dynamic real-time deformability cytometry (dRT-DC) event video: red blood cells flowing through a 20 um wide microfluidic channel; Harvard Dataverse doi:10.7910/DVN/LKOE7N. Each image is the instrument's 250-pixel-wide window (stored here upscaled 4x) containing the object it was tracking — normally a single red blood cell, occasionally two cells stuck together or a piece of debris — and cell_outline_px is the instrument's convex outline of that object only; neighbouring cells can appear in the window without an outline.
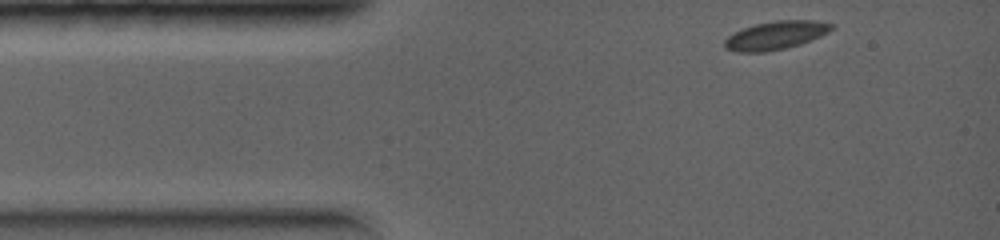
{"species": "common noctule bat (a hibernating species)", "species_latin": "Nyctalus noctula", "temperature_condition": "warm", "stored_images_in_passage": 31, "camera_frame_rate_fps": 5000, "um_per_image_px": 0.085, "animal": {"sex": "female", "body_mass_g": 19.0, "forearm_length_mm": 56.7}, "frame": {"image": 1, "passage_image": 1, "time_ms": 0.0, "image_size_px": [1000, 240], "cell_outline_px": [[832, 28], [828, 32], [820, 36], [800, 44], [784, 48], [764, 52], [736, 52], [728, 48], [724, 44], [724, 40], [728, 36], [744, 28], [756, 24], [776, 20], [812, 20], [832, 24]], "centroid_in_image_um": [65.92, 3.0], "position_along_channel_um": 19.1, "area_um2": 17.28}}
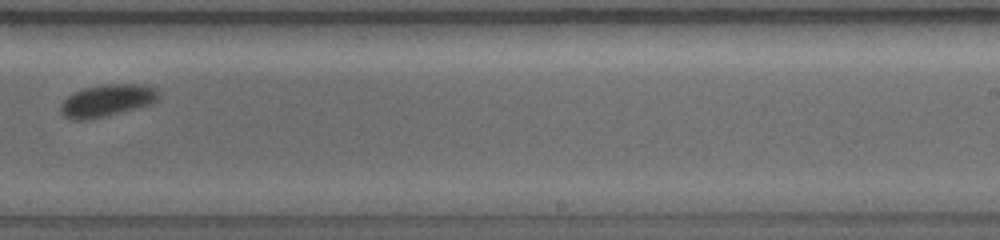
{"frame": {"image": 2, "passage_image": 19, "time_ms": 4.8, "image_size_px": [1000, 240], "cell_outline_px": [[160, 96], [156, 100], [148, 104], [136, 108], [104, 116], [80, 120], [76, 120], [64, 116], [60, 112], [60, 104], [72, 92], [84, 88], [100, 84], [144, 84], [156, 88]], "centroid_in_image_um": [9.08, 8.52], "position_along_channel_um": 279.9, "area_um2": 18.21}}
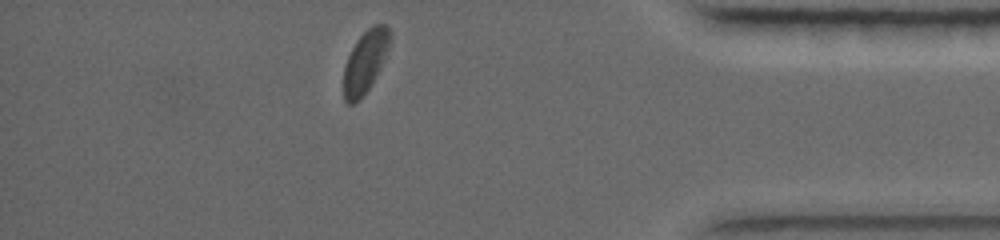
{"frame": {"image": 3, "passage_image": 31, "time_ms": 7.2, "image_size_px": [1000, 240], "cell_outline_px": [[392, 36], [388, 48], [380, 68], [368, 88], [360, 100], [352, 104], [348, 104], [344, 100], [344, 68], [348, 56], [356, 40], [368, 28], [376, 24], [388, 24], [392, 32]], "centroid_in_image_um": [31.06, 5.2], "position_along_channel_um": 404.1, "area_um2": 16.7}}